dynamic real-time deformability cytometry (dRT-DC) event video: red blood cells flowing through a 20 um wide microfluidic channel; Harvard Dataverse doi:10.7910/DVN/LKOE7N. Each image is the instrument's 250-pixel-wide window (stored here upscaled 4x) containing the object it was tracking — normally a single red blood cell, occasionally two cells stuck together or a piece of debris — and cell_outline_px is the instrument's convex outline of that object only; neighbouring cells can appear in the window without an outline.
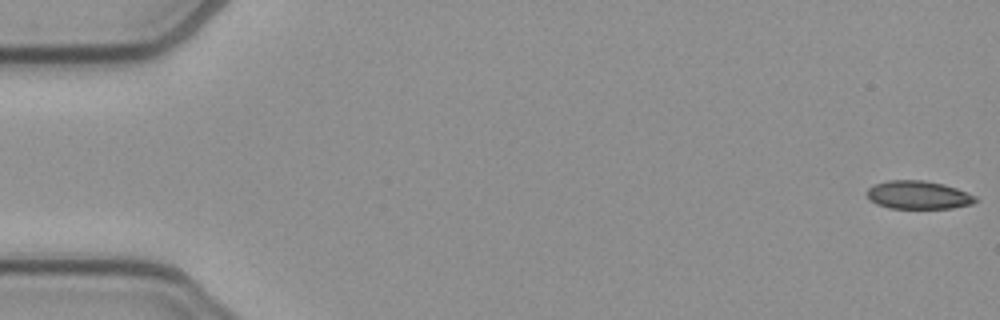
{"species": "common noctule bat (a hibernating species)", "species_latin": "Nyctalus noctula", "temperature_condition": "cold", "stored_images_in_passage": 53, "camera_frame_rate_fps": 3000, "um_per_image_px": 0.085, "animal": {"sex": "female", "body_mass_g": 21.9}, "frame": {"image": 1, "passage_image": 1, "time_ms": 0.0, "image_size_px": [1000, 320], "cell_outline_px": [[980, 200], [972, 204], [952, 208], [888, 208], [876, 204], [864, 192], [872, 184], [888, 180], [924, 180], [944, 184], [956, 188], [976, 196]], "centroid_in_image_um": [78.04, 16.56], "position_along_channel_um": 7.0, "area_um2": 18.03}}
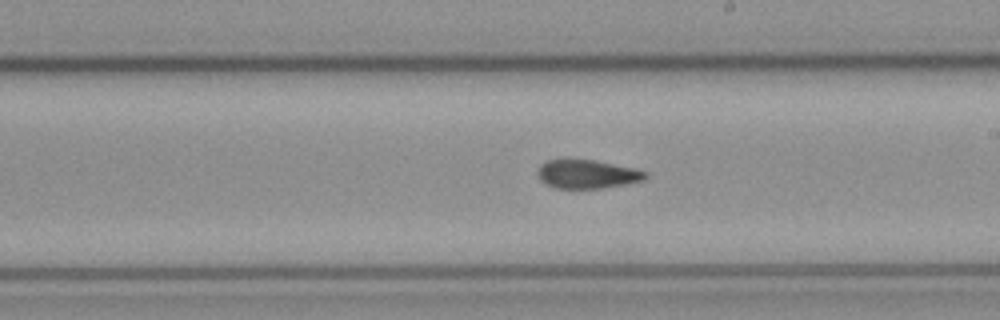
{"frame": {"image": 2, "passage_image": 30, "time_ms": 9.667, "image_size_px": [1000, 320], "cell_outline_px": [[648, 176], [644, 180], [624, 184], [600, 188], [552, 188], [544, 184], [540, 180], [536, 172], [540, 164], [548, 160], [596, 160], [636, 168], [648, 172]], "centroid_in_image_um": [49.9, 14.8], "position_along_channel_um": 239.1, "area_um2": 18.15}}
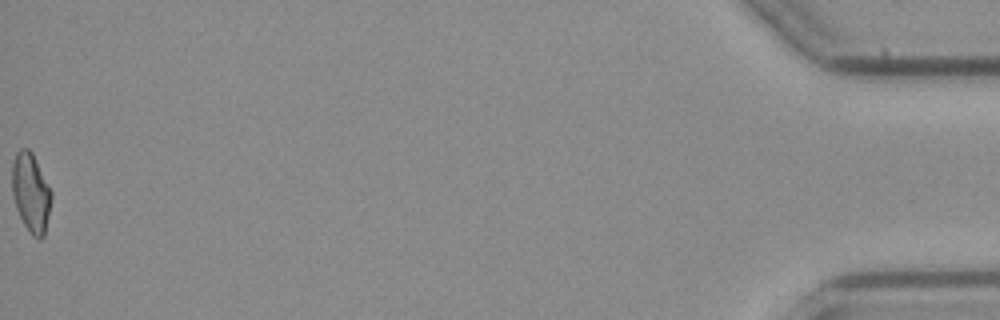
{"frame": {"image": 3, "passage_image": 53, "time_ms": 17.333, "image_size_px": [1000, 320], "cell_outline_px": [[52, 200], [44, 236], [40, 240], [32, 236], [28, 232], [16, 208], [12, 196], [12, 164], [16, 152], [20, 148], [28, 148], [32, 152], [52, 192]], "centroid_in_image_um": [2.62, 16.39], "position_along_channel_um": 432.6, "area_um2": 18.26}, "authors_computed_cell_mechanics": {"area_um2": 18.7272, "velocity_mm_per_s": 3.9155, "shape_relaxation_time_tau1_ms": null, "shape_relaxation_time_tau2_ms": 2.2347, "deformation_change_tau1": null, "deformation_change_tau2": 0.0713}}